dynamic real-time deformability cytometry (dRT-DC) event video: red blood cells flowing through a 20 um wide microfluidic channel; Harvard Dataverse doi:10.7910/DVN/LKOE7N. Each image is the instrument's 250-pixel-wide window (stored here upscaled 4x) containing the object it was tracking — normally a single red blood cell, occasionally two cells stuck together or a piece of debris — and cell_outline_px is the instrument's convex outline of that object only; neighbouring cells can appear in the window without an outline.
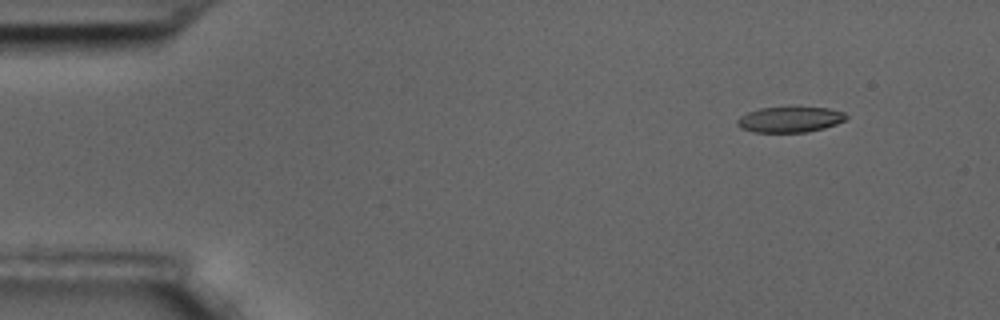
{"species": "common noctule bat (a hibernating species)", "species_latin": "Nyctalus noctula", "temperature_condition": "room temperature", "stored_images_in_passage": 5, "camera_frame_rate_fps": 3000, "um_per_image_px": 0.085, "animal": {"sex": "male", "body_mass_g": 17.5, "forearm_length_mm": 52.3}, "frame": {"image": 1, "passage_image": 2, "time_ms": 0.333, "image_size_px": [1000, 320], "cell_outline_px": [[848, 116], [844, 120], [836, 124], [824, 128], [808, 132], [752, 132], [740, 128], [736, 124], [736, 120], [740, 116], [748, 112], [760, 108], [792, 104], [828, 108], [844, 112]], "centroid_in_image_um": [67.13, 10.11], "position_along_channel_um": 17.9, "area_um2": 17.11}}
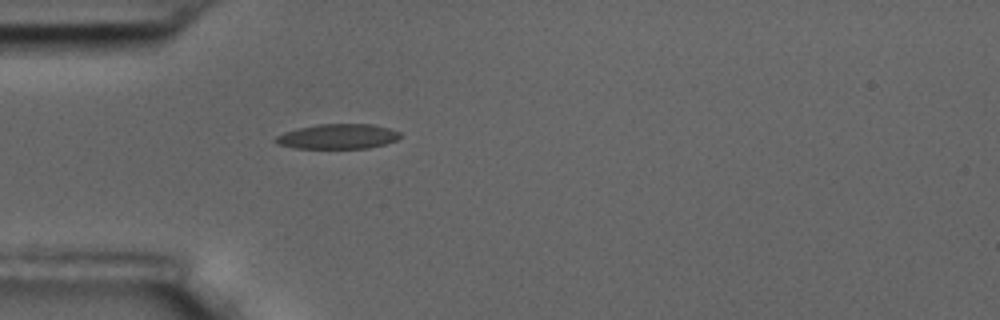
{"frame": {"image": 2, "passage_image": 5, "time_ms": 1.333, "image_size_px": [1000, 320], "cell_outline_px": [[400, 136], [396, 140], [384, 144], [368, 148], [296, 148], [276, 144], [272, 140], [276, 136], [284, 132], [296, 128], [316, 124], [372, 124], [388, 128], [400, 132]], "centroid_in_image_um": [28.65, 11.59], "position_along_channel_um": 56.3, "area_um2": 18.15}}